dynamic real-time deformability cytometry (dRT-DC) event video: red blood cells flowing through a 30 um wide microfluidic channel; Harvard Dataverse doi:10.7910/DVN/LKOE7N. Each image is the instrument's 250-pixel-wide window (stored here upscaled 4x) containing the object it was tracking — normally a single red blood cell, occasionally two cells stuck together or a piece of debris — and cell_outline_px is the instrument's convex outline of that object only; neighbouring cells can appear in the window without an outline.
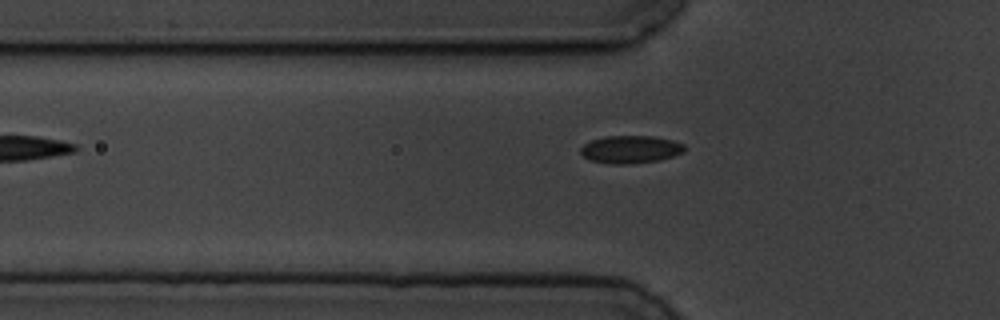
{"species": "common noctule bat (a hibernating species)", "species_latin": "Nyctalus noctula", "temperature_condition": "cold", "stored_images_in_passage": 5, "camera_frame_rate_fps": 3000, "um_per_image_px": 0.085, "animal": {"sex": "male", "body_mass_g": 19.5, "forearm_length_mm": 54.6}, "frame": {"image": 1, "passage_image": 5, "time_ms": 5.333, "image_size_px": [1000, 320], "cell_outline_px": [[684, 152], [660, 160], [628, 164], [612, 164], [592, 160], [584, 156], [580, 152], [580, 148], [584, 144], [592, 140], [604, 136], [652, 136], [672, 140], [684, 144]], "centroid_in_image_um": [53.59, 12.69], "position_along_channel_um": 72.2, "area_um2": 16.65}}